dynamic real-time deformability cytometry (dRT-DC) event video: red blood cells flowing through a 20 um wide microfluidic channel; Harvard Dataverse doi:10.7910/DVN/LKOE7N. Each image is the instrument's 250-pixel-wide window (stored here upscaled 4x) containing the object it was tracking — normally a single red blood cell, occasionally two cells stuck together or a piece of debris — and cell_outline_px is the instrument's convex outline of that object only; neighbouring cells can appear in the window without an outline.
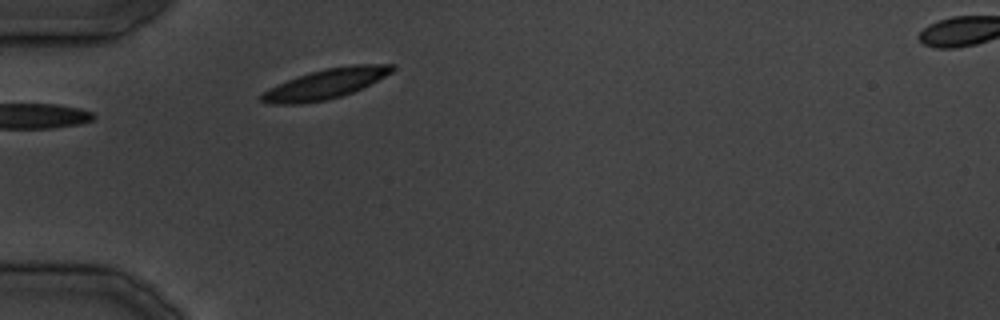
{"species": "common noctule bat (a hibernating species)", "species_latin": "Nyctalus noctula", "temperature_condition": "cold", "stored_images_in_passage": 23, "camera_frame_rate_fps": 3000, "um_per_image_px": 0.085, "animal": {"sex": "male", "body_mass_g": 19.5, "forearm_length_mm": 54.6}, "frame": {"image": 1, "passage_image": 1, "time_ms": 0.0, "image_size_px": [1000, 320], "cell_outline_px": [[396, 68], [392, 72], [352, 92], [340, 96], [324, 100], [300, 104], [268, 104], [260, 100], [260, 96], [268, 88], [288, 80], [312, 72], [328, 68], [352, 64], [396, 64]], "centroid_in_image_um": [27.66, 7.13], "position_along_channel_um": 57.3, "area_um2": 22.31}}
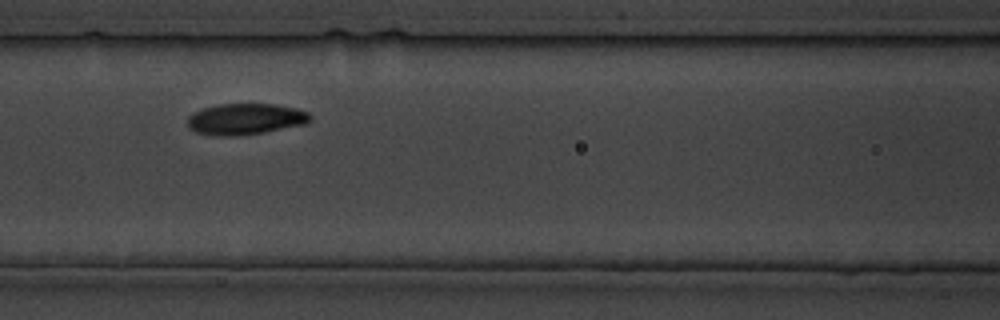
{"frame": {"image": 2, "passage_image": 7, "time_ms": 6.667, "image_size_px": [1000, 320], "cell_outline_px": [[312, 120], [304, 124], [264, 132], [240, 136], [212, 136], [196, 132], [188, 128], [188, 116], [204, 108], [220, 104], [276, 104], [296, 108], [308, 112], [312, 116]], "centroid_in_image_um": [20.87, 10.13], "position_along_channel_um": 145.7, "area_um2": 22.37}}
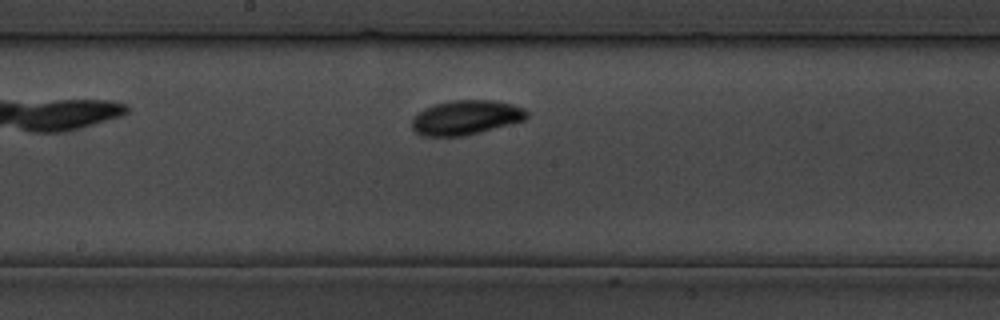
{"frame": {"image": 3, "passage_image": 10, "time_ms": 11.0, "image_size_px": [1000, 320], "cell_outline_px": [[528, 116], [524, 120], [480, 132], [464, 136], [420, 136], [412, 128], [412, 116], [424, 108], [436, 104], [452, 100], [496, 100], [512, 104], [524, 108], [528, 112]], "centroid_in_image_um": [39.58, 9.98], "position_along_channel_um": 208.6, "area_um2": 23.18}}